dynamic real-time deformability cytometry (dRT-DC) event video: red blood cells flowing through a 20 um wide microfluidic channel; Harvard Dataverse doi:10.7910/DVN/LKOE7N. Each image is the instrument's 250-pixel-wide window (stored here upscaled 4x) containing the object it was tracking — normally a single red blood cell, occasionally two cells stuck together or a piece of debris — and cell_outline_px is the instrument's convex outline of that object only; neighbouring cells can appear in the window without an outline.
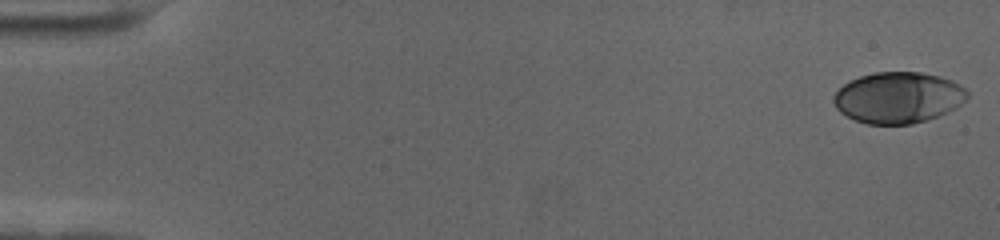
{"species": "human", "species_latin": "Homo sapiens", "temperature_condition": "cold", "stored_images_in_passage": 58, "camera_frame_rate_fps": 3000, "um_per_image_px": 0.085, "donor": {"sex": "female"}, "frame": {"image": 1, "passage_image": 1, "time_ms": 0.0, "image_size_px": [1000, 240], "cell_outline_px": [[968, 96], [956, 108], [948, 112], [928, 120], [912, 124], [868, 124], [856, 120], [840, 112], [836, 108], [832, 100], [832, 96], [844, 84], [860, 76], [872, 72], [920, 72], [940, 76], [952, 80], [960, 84], [968, 92]], "centroid_in_image_um": [76.35, 8.29], "position_along_channel_um": 8.6, "area_um2": 39.94}}
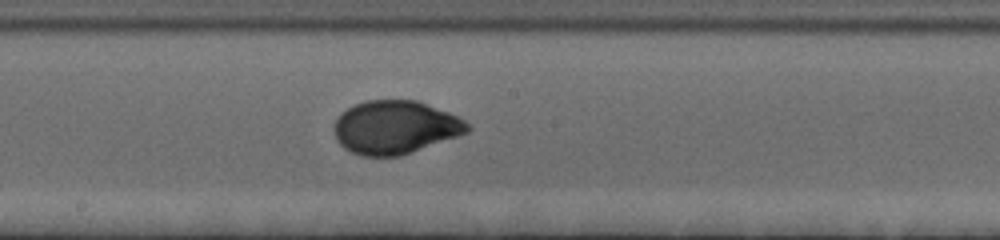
{"frame": {"image": 2, "passage_image": 32, "time_ms": 10.333, "image_size_px": [1000, 240], "cell_outline_px": [[472, 128], [468, 132], [412, 152], [400, 156], [360, 156], [344, 148], [336, 140], [332, 128], [340, 112], [352, 104], [364, 100], [416, 100], [448, 112], [464, 120]], "centroid_in_image_um": [33.53, 10.81], "position_along_channel_um": 214.7, "area_um2": 41.62}}
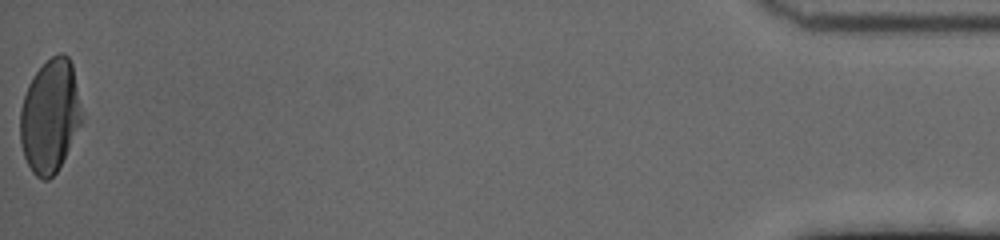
{"frame": {"image": 3, "passage_image": 58, "time_ms": 19.0, "image_size_px": [1000, 240], "cell_outline_px": [[84, 120], [56, 172], [48, 180], [44, 180], [36, 176], [32, 172], [24, 156], [20, 144], [20, 108], [28, 84], [36, 72], [52, 56], [60, 52], [64, 52], [68, 56], [72, 64]], "centroid_in_image_um": [4.25, 9.86], "position_along_channel_um": 430.9, "area_um2": 40.69}, "authors_computed_cell_mechanics": {"area_um2": 40.171, "velocity_mm_per_s": 3.5164, "shape_relaxation_time_tau1_ms": 3.9475, "shape_relaxation_time_tau2_ms": null, "deformation_change_tau1": 0.1668, "deformation_change_tau2": null}}